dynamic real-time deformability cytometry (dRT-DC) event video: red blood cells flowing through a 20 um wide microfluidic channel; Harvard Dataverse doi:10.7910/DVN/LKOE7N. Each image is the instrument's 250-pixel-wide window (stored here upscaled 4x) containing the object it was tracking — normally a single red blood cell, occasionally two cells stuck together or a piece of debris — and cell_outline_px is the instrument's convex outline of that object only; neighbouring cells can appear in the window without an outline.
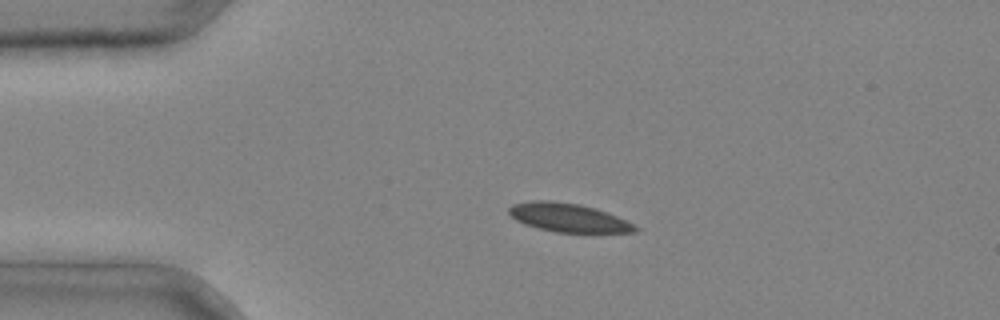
{"species": "common noctule bat (a hibernating species)", "species_latin": "Nyctalus noctula", "temperature_condition": "cold", "stored_images_in_passage": 3, "camera_frame_rate_fps": 3000, "um_per_image_px": 0.085, "animal": {"sex": "male", "body_mass_g": 20.4}, "frame": {"image": 1, "passage_image": 2, "time_ms": 0.333, "image_size_px": [1000, 320], "cell_outline_px": [[640, 228], [636, 232], [556, 232], [536, 228], [524, 224], [516, 220], [508, 212], [508, 208], [512, 204], [532, 200], [552, 200], [580, 204], [596, 208], [628, 220]], "centroid_in_image_um": [48.31, 18.49], "position_along_channel_um": 36.7, "area_um2": 21.27}}